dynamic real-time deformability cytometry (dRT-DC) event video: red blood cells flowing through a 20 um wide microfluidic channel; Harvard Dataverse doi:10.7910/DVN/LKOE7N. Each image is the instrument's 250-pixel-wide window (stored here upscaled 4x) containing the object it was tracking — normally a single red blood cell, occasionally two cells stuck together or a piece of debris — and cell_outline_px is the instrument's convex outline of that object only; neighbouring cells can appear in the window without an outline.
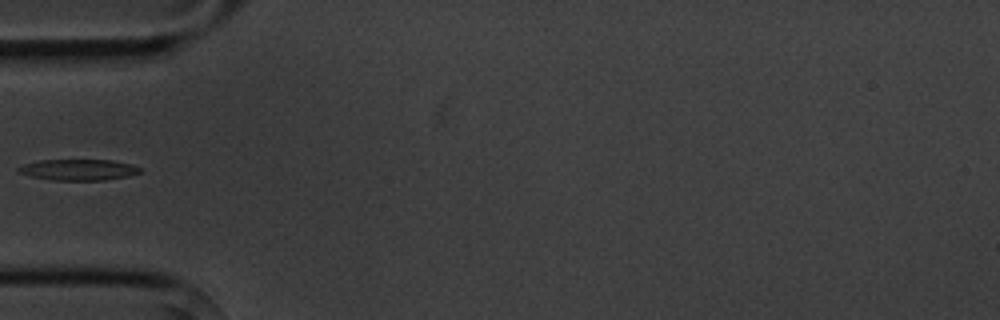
{"species": "common noctule bat (a hibernating species)", "species_latin": "Nyctalus noctula", "temperature_condition": "cold", "stored_images_in_passage": 3, "camera_frame_rate_fps": 3000, "um_per_image_px": 0.085, "animal": {"sex": "male", "body_mass_g": 20.1, "forearm_length_mm": 53.5}, "frame": {"image": 1, "passage_image": 2, "time_ms": 1.333, "image_size_px": [1000, 320], "cell_outline_px": [[140, 172], [128, 176], [104, 180], [52, 180], [32, 176], [16, 172], [16, 168], [24, 164], [40, 160], [112, 160], [132, 164], [140, 168]], "centroid_in_image_um": [6.65, 14.42], "position_along_channel_um": 78.4, "area_um2": 14.85}}
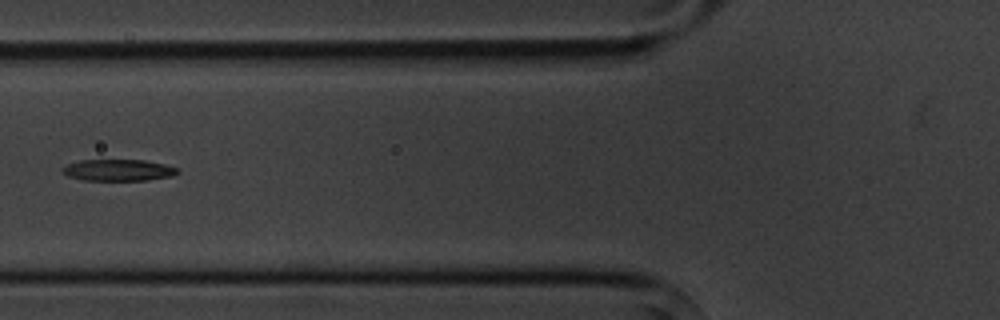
{"frame": {"image": 2, "passage_image": 3, "time_ms": 2.333, "image_size_px": [1000, 320], "cell_outline_px": [[180, 172], [172, 176], [148, 180], [84, 180], [68, 176], [60, 172], [60, 168], [68, 164], [80, 160], [144, 160], [164, 164], [176, 168]], "centroid_in_image_um": [10.02, 14.46], "position_along_channel_um": 115.8, "area_um2": 14.45}}